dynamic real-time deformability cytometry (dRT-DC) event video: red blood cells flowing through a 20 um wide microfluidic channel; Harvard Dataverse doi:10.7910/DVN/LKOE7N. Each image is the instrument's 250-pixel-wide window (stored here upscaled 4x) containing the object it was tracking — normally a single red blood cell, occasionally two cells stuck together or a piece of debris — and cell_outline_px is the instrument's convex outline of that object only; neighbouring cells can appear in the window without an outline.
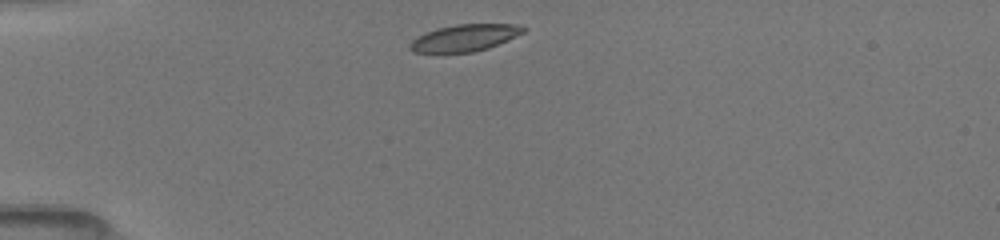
{"species": "common noctule bat (a hibernating species)", "species_latin": "Nyctalus noctula", "temperature_condition": "room temperature", "stored_images_in_passage": 38, "camera_frame_rate_fps": 3000, "um_per_image_px": 0.085, "animal": {"sex": "female", "body_mass_g": 19.5, "forearm_length_mm": 54.1}, "frame": {"image": 1, "passage_image": 1, "time_ms": 0.0, "image_size_px": [1000, 240], "cell_outline_px": [[528, 28], [524, 32], [488, 48], [472, 52], [412, 52], [408, 48], [408, 44], [412, 40], [424, 32], [436, 28], [456, 24], [516, 24]], "centroid_in_image_um": [39.46, 3.2], "position_along_channel_um": 45.5, "area_um2": 17.69}}
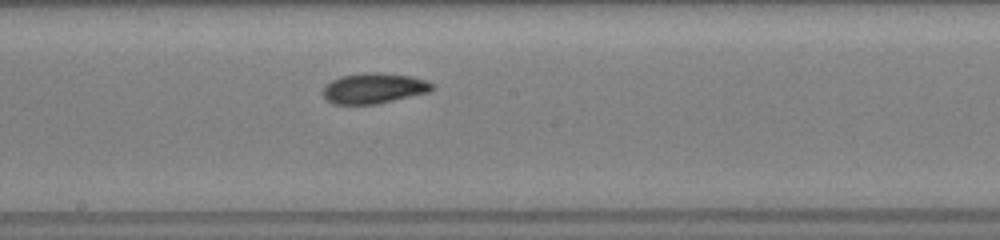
{"frame": {"image": 2, "passage_image": 16, "time_ms": 5.0, "image_size_px": [1000, 240], "cell_outline_px": [[436, 88], [432, 92], [376, 104], [332, 104], [324, 100], [324, 84], [340, 76], [364, 72], [380, 72], [412, 76], [436, 84]], "centroid_in_image_um": [31.81, 7.5], "position_along_channel_um": 216.4, "area_um2": 19.83}}
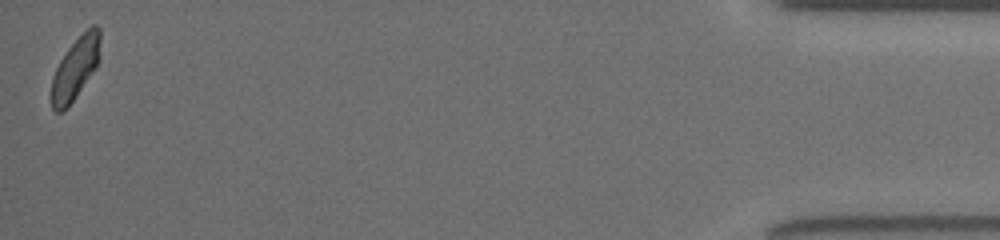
{"frame": {"image": 3, "passage_image": 38, "time_ms": 12.333, "image_size_px": [1000, 240], "cell_outline_px": [[100, 56], [96, 68], [76, 96], [60, 112], [56, 112], [52, 108], [52, 76], [60, 60], [68, 48], [92, 24], [96, 24], [100, 28]], "centroid_in_image_um": [6.44, 5.76], "position_along_channel_um": 428.8, "area_um2": 17.34}, "authors_computed_cell_mechanics": {"area_um2": 18.5249, "velocity_mm_per_s": 4.027, "shape_relaxation_time_tau1_ms": 2.8435, "shape_relaxation_time_tau2_ms": 2.4582, "deformation_change_tau1": 0.1183, "deformation_change_tau2": 0.0762}}